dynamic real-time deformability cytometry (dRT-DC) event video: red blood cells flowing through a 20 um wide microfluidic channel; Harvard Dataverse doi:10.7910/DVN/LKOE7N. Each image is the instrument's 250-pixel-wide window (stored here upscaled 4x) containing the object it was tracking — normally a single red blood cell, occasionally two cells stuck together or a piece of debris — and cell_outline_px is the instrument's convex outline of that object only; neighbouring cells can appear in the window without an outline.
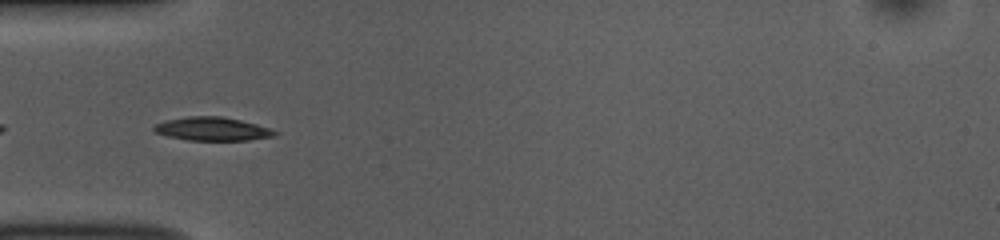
{"species": "common noctule bat (a hibernating species)", "species_latin": "Nyctalus noctula", "temperature_condition": "room temperature", "stored_images_in_passage": 31, "camera_frame_rate_fps": 3000, "um_per_image_px": 0.085, "animal": {"sex": "female", "body_mass_g": 10.0, "forearm_length_mm": 53.1}, "frame": {"image": 1, "passage_image": 2, "time_ms": 0.333, "image_size_px": [1000, 240], "cell_outline_px": [[280, 132], [276, 136], [248, 140], [188, 140], [168, 136], [156, 132], [152, 128], [156, 124], [164, 120], [188, 116], [220, 116], [240, 120], [256, 124]], "centroid_in_image_um": [18.06, 10.95], "position_along_channel_um": 66.9, "area_um2": 16.47}}
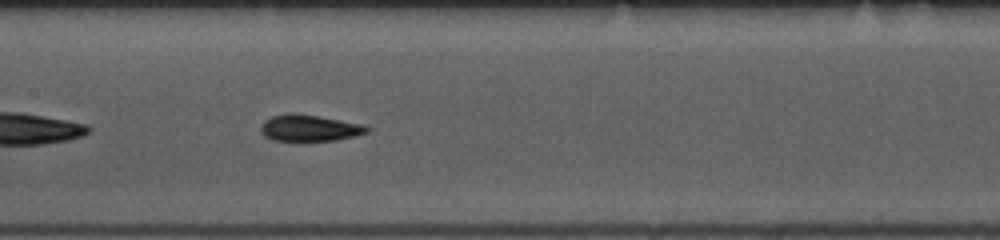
{"frame": {"image": 2, "passage_image": 11, "time_ms": 3.333, "image_size_px": [1000, 240], "cell_outline_px": [[372, 128], [368, 132], [356, 136], [336, 140], [272, 140], [264, 136], [260, 132], [260, 128], [264, 120], [272, 116], [288, 112], [296, 112], [364, 124]], "centroid_in_image_um": [26.31, 10.86], "position_along_channel_um": 181.1, "area_um2": 16.59}}
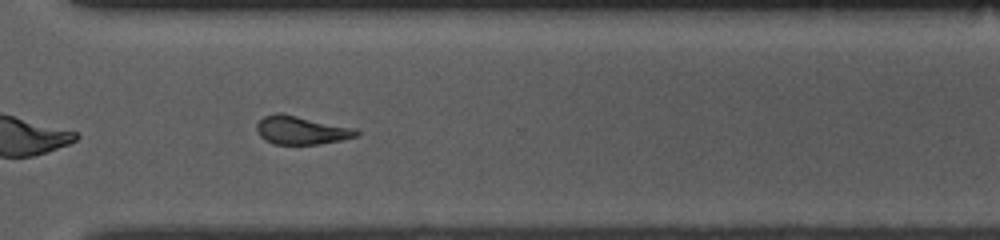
{"frame": {"image": 3, "passage_image": 24, "time_ms": 7.667, "image_size_px": [1000, 240], "cell_outline_px": [[360, 132], [356, 136], [340, 140], [320, 144], [276, 144], [260, 136], [256, 128], [256, 124], [264, 116], [276, 112], [280, 112], [356, 128]], "centroid_in_image_um": [25.61, 11.05], "position_along_channel_um": 345.0, "area_um2": 16.42}, "authors_computed_cell_mechanics": {"area_um2": 16.5886, "velocity_mm_per_s": 3.7937, "shape_relaxation_time_tau1_ms": 3.4712, "shape_relaxation_time_tau2_ms": 3.8563, "deformation_change_tau1": 0.1181, "deformation_change_tau2": 0.1147}}